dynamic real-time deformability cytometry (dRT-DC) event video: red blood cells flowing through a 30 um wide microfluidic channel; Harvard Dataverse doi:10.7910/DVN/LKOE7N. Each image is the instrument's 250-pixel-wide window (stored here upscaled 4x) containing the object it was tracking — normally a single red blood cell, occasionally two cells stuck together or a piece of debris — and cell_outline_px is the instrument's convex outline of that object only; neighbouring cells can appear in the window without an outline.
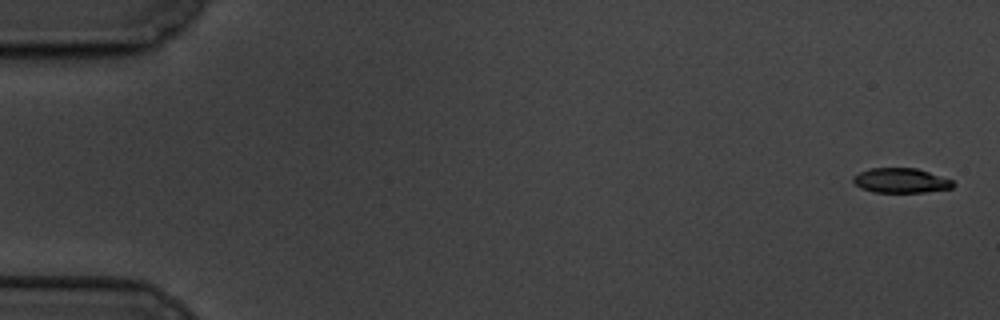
{"species": "common noctule bat (a hibernating species)", "species_latin": "Nyctalus noctula", "temperature_condition": "cold", "stored_images_in_passage": 6, "camera_frame_rate_fps": 3000, "um_per_image_px": 0.085, "animal": {"sex": "male", "body_mass_g": 19.5, "forearm_length_mm": 54.6}, "frame": {"image": 1, "passage_image": 1, "time_ms": 0.0, "image_size_px": [1000, 320], "cell_outline_px": [[956, 184], [952, 188], [924, 192], [872, 192], [860, 188], [852, 180], [852, 176], [860, 172], [872, 168], [916, 168], [952, 180]], "centroid_in_image_um": [76.56, 15.35], "position_along_channel_um": 8.4, "area_um2": 14.33}}